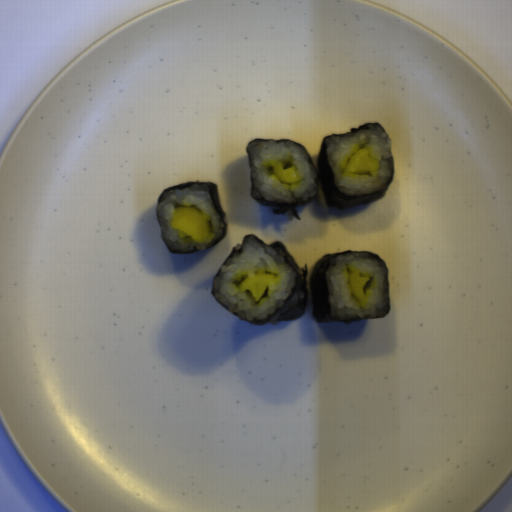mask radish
I'll list each match as a JSON object with an SVG mask.
<instances>
[{"instance_id": "radish-2", "label": "radish", "mask_w": 512, "mask_h": 512, "mask_svg": "<svg viewBox=\"0 0 512 512\" xmlns=\"http://www.w3.org/2000/svg\"><path fill=\"white\" fill-rule=\"evenodd\" d=\"M275 274L257 273L241 281L239 291L249 290L255 301H259L269 285L275 282Z\"/></svg>"}, {"instance_id": "radish-3", "label": "radish", "mask_w": 512, "mask_h": 512, "mask_svg": "<svg viewBox=\"0 0 512 512\" xmlns=\"http://www.w3.org/2000/svg\"><path fill=\"white\" fill-rule=\"evenodd\" d=\"M373 168L372 160L367 150L360 149L347 162L345 170L349 173H368Z\"/></svg>"}, {"instance_id": "radish-1", "label": "radish", "mask_w": 512, "mask_h": 512, "mask_svg": "<svg viewBox=\"0 0 512 512\" xmlns=\"http://www.w3.org/2000/svg\"><path fill=\"white\" fill-rule=\"evenodd\" d=\"M171 227L177 231L178 237H191L197 244H201L206 236L208 225L200 209L193 207H179L172 212Z\"/></svg>"}, {"instance_id": "radish-5", "label": "radish", "mask_w": 512, "mask_h": 512, "mask_svg": "<svg viewBox=\"0 0 512 512\" xmlns=\"http://www.w3.org/2000/svg\"><path fill=\"white\" fill-rule=\"evenodd\" d=\"M369 280L370 278L361 276V272H359L358 270L351 272L349 276V285L351 287L352 292L354 293L358 300L363 299L364 288Z\"/></svg>"}, {"instance_id": "radish-4", "label": "radish", "mask_w": 512, "mask_h": 512, "mask_svg": "<svg viewBox=\"0 0 512 512\" xmlns=\"http://www.w3.org/2000/svg\"><path fill=\"white\" fill-rule=\"evenodd\" d=\"M273 172L278 181L294 185L301 181V178L294 167L285 168L283 161H276L273 165Z\"/></svg>"}]
</instances>
